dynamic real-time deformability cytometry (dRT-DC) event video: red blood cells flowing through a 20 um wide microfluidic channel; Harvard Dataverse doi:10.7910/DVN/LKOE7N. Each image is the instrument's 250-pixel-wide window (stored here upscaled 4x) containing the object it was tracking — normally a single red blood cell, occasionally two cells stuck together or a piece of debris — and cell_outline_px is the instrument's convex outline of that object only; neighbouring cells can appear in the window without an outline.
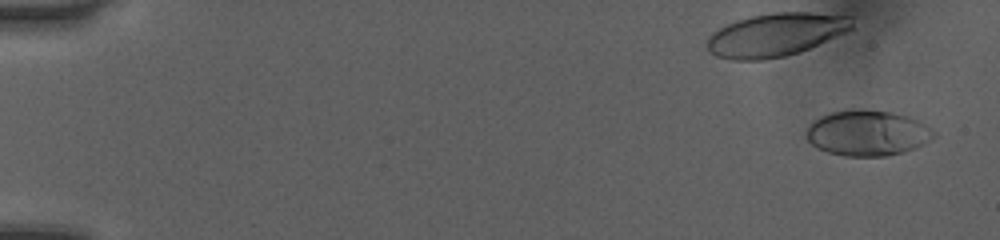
{"species": "human", "species_latin": "Homo sapiens", "temperature_condition": "room temperature", "stored_images_in_passage": 52, "camera_frame_rate_fps": 3000, "um_per_image_px": 0.085, "donor": {"sex": "female"}, "frame": {"image": 1, "passage_image": 3, "time_ms": 0.667, "image_size_px": [1000, 240], "cell_outline_px": [[936, 136], [924, 144], [916, 148], [904, 152], [888, 156], [844, 156], [828, 152], [816, 148], [804, 136], [804, 132], [808, 124], [812, 120], [828, 112], [852, 108], [864, 108], [892, 112], [912, 116], [920, 120], [932, 128], [936, 132]], "centroid_in_image_um": [73.73, 11.28], "position_along_channel_um": 11.3, "area_um2": 34.97}}
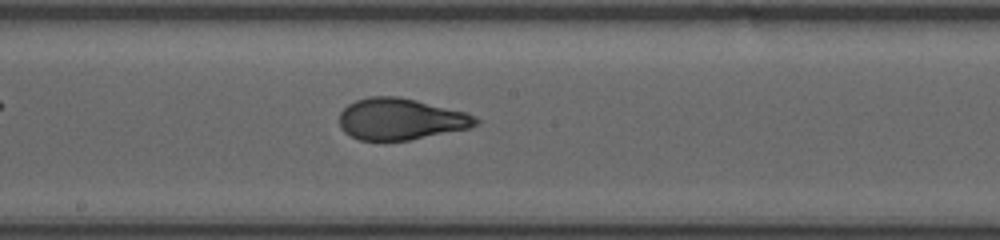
{"frame": {"image": 2, "passage_image": 30, "time_ms": 9.667, "image_size_px": [1000, 240], "cell_outline_px": [[480, 120], [476, 124], [468, 128], [408, 140], [360, 140], [344, 132], [340, 128], [340, 112], [348, 104], [356, 100], [368, 96], [396, 96], [416, 100], [464, 112], [476, 116]], "centroid_in_image_um": [34.02, 10.11], "position_along_channel_um": 214.2, "area_um2": 32.66}}
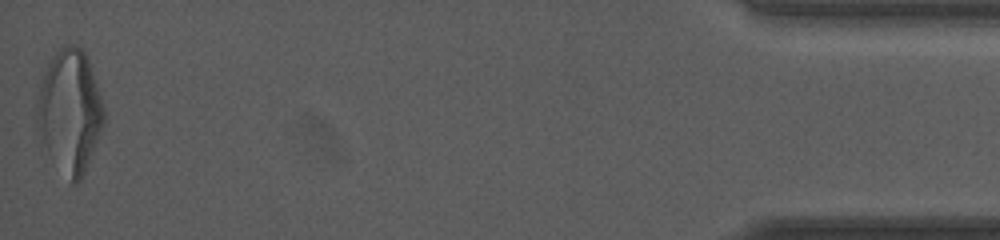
{"frame": {"image": 3, "passage_image": 52, "time_ms": 17.0, "image_size_px": [1000, 240], "cell_outline_px": [[104, 124], [84, 172], [80, 180], [76, 184], [72, 184], [48, 152], [36, 124], [36, 108], [40, 76], [52, 56], [64, 44], [72, 44], [80, 48], [88, 56], [104, 104]], "centroid_in_image_um": [5.93, 9.38], "position_along_channel_um": 429.3, "area_um2": 47.97}, "authors_computed_cell_mechanics": {"area_um2": 33.2639, "velocity_mm_per_s": 4.0718, "shape_relaxation_time_tau1_ms": 4.7633, "shape_relaxation_time_tau2_ms": 0.5955, "deformation_change_tau1": 0.217, "deformation_change_tau2": 0.0721}}